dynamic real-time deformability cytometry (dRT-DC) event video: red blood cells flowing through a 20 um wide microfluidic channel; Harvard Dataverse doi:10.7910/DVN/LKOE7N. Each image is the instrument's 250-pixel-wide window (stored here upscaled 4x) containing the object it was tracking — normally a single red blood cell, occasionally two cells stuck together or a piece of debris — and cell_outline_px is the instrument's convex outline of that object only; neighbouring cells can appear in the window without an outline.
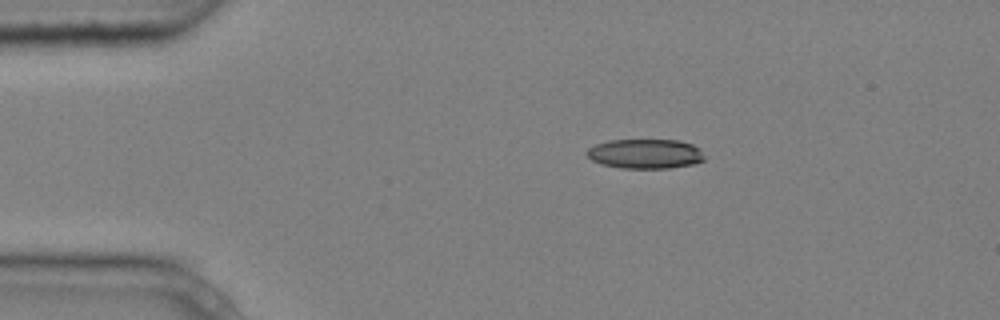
{"species": "common noctule bat (a hibernating species)", "species_latin": "Nyctalus noctula", "temperature_condition": "cold", "stored_images_in_passage": 5, "camera_frame_rate_fps": 3000, "um_per_image_px": 0.085, "animal": {"sex": "male", "body_mass_g": 20.4}, "frame": {"image": 1, "passage_image": 2, "time_ms": 0.333, "image_size_px": [1000, 320], "cell_outline_px": [[704, 160], [692, 164], [668, 168], [620, 168], [600, 164], [592, 160], [588, 156], [588, 148], [596, 144], [608, 140], [680, 140], [692, 144], [700, 148], [704, 156]], "centroid_in_image_um": [54.86, 13.07], "position_along_channel_um": 30.1, "area_um2": 20.29}}
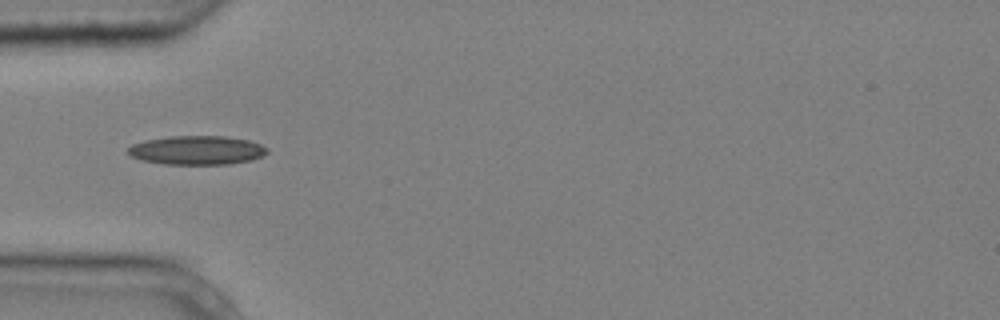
{"frame": {"image": 2, "passage_image": 4, "time_ms": 1.0, "image_size_px": [1000, 320], "cell_outline_px": [[268, 152], [264, 156], [252, 160], [228, 164], [164, 164], [144, 160], [132, 156], [128, 152], [128, 148], [132, 144], [144, 140], [168, 136], [228, 136], [248, 140], [260, 144], [268, 148]], "centroid_in_image_um": [16.77, 12.76], "position_along_channel_um": 68.2, "area_um2": 23.52}}
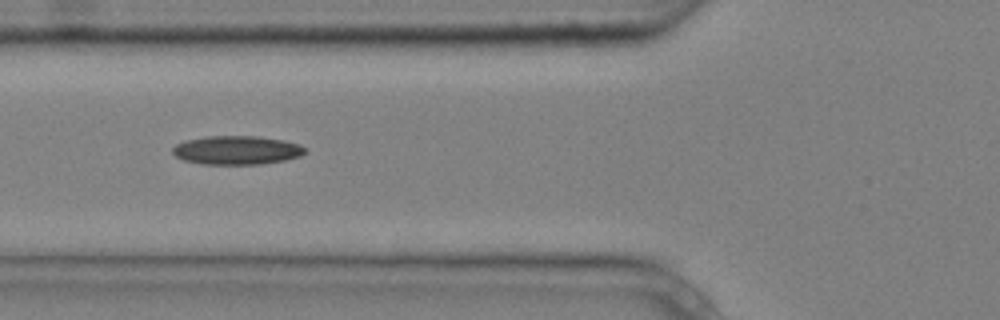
{"frame": {"image": 3, "passage_image": 5, "time_ms": 1.333, "image_size_px": [1000, 320], "cell_outline_px": [[308, 152], [300, 156], [284, 160], [260, 164], [200, 164], [184, 160], [176, 156], [172, 152], [172, 148], [176, 144], [184, 140], [208, 136], [256, 136], [284, 140], [300, 144], [308, 148]], "centroid_in_image_um": [20.15, 12.76], "position_along_channel_um": 105.6, "area_um2": 22.37}}